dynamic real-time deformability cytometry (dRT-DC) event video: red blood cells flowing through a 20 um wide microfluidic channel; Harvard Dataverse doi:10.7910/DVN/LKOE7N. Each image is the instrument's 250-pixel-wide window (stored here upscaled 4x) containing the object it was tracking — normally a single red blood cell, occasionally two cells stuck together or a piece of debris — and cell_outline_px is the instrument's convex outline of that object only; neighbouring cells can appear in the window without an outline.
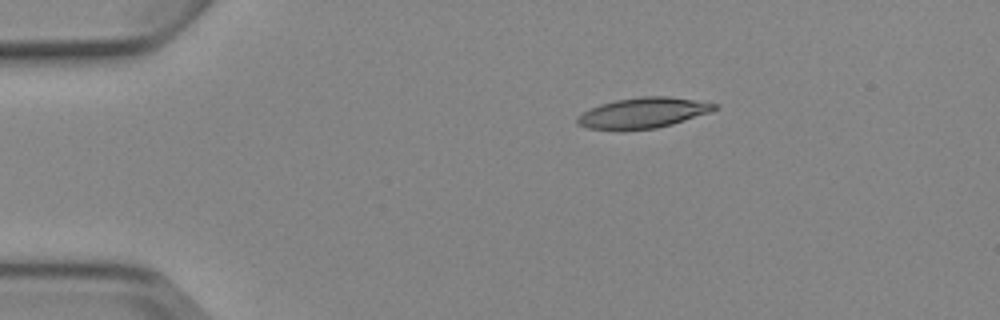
{"species": "Egyptian fruit bat (a non-hibernating species)", "species_latin": "Rousettus aegyptiacus", "temperature_condition": "cold", "stored_images_in_passage": 6, "camera_frame_rate_fps": 3000, "um_per_image_px": 0.085, "animal": {"sex": "female"}, "frame": {"image": 1, "passage_image": 3, "time_ms": 2.333, "image_size_px": [1000, 320], "cell_outline_px": [[720, 108], [712, 112], [672, 124], [656, 128], [588, 128], [576, 124], [576, 116], [600, 104], [616, 100], [640, 96], [668, 96], [720, 104]], "centroid_in_image_um": [54.73, 9.56], "position_along_channel_um": 30.3, "area_um2": 23.99}}
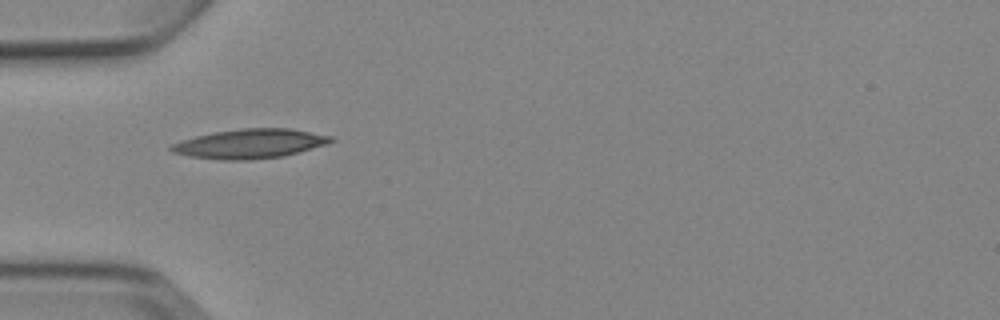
{"frame": {"image": 2, "passage_image": 5, "time_ms": 4.667, "image_size_px": [1000, 320], "cell_outline_px": [[336, 140], [328, 144], [284, 156], [252, 160], [224, 160], [188, 156], [172, 152], [168, 148], [172, 144], [180, 140], [196, 136], [216, 132], [244, 128], [288, 128], [332, 136]], "centroid_in_image_um": [21.25, 12.22], "position_along_channel_um": 63.7, "area_um2": 27.34}}
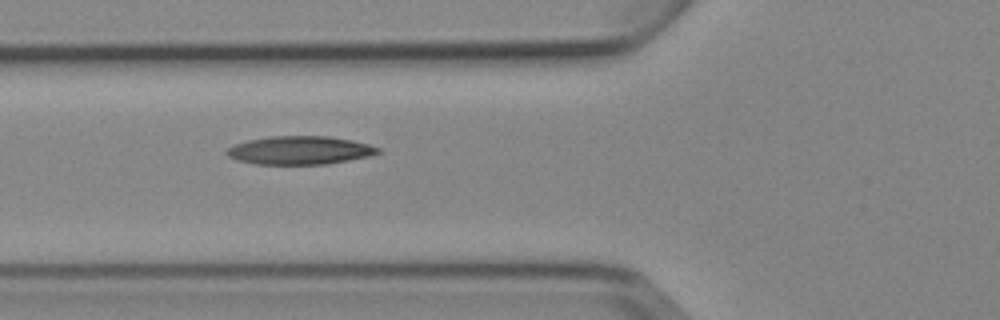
{"frame": {"image": 3, "passage_image": 6, "time_ms": 5.667, "image_size_px": [1000, 320], "cell_outline_px": [[380, 152], [368, 156], [328, 164], [256, 164], [236, 160], [228, 156], [224, 152], [228, 148], [236, 144], [248, 140], [272, 136], [328, 136], [352, 140], [368, 144], [380, 148]], "centroid_in_image_um": [25.47, 12.77], "position_along_channel_um": 100.3, "area_um2": 24.85}}